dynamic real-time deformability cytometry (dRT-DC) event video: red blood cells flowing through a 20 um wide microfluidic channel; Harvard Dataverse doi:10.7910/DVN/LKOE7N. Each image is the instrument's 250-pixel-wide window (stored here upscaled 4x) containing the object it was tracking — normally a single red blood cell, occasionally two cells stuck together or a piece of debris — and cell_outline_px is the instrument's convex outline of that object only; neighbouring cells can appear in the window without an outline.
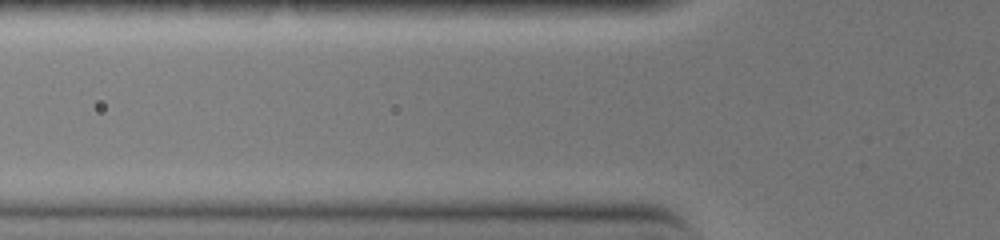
{"species": "common noctule bat (a hibernating species)", "species_latin": "Nyctalus noctula", "temperature_condition": "warm", "stored_images_in_passage": 2, "camera_frame_rate_fps": 3000, "um_per_image_px": 0.085, "animal": {"sex": "female", "body_mass_g": 19.0, "forearm_length_mm": 51.5}, "frame": {"image": 1, "passage_image": 2, "time_ms": 0.333, "image_size_px": [1000, 240], "cell_outline_px": [[644, 164], [636, 168], [524, 168], [500, 164], [500, 160], [508, 156], [564, 156], [632, 160]], "centroid_in_image_um": [48.22, 13.81], "position_along_channel_um": 77.6, "area_um2": 10.4}}